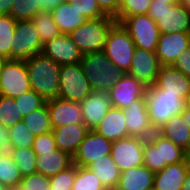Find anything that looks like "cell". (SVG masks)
<instances>
[{
    "label": "cell",
    "instance_id": "43",
    "mask_svg": "<svg viewBox=\"0 0 190 190\" xmlns=\"http://www.w3.org/2000/svg\"><path fill=\"white\" fill-rule=\"evenodd\" d=\"M20 184L24 190H51L49 177L38 172L23 176Z\"/></svg>",
    "mask_w": 190,
    "mask_h": 190
},
{
    "label": "cell",
    "instance_id": "26",
    "mask_svg": "<svg viewBox=\"0 0 190 190\" xmlns=\"http://www.w3.org/2000/svg\"><path fill=\"white\" fill-rule=\"evenodd\" d=\"M155 173L145 165L121 172L116 190H153Z\"/></svg>",
    "mask_w": 190,
    "mask_h": 190
},
{
    "label": "cell",
    "instance_id": "40",
    "mask_svg": "<svg viewBox=\"0 0 190 190\" xmlns=\"http://www.w3.org/2000/svg\"><path fill=\"white\" fill-rule=\"evenodd\" d=\"M14 99L18 105L19 112L22 114V117L26 116L34 110L39 109L46 103V100H44L32 89Z\"/></svg>",
    "mask_w": 190,
    "mask_h": 190
},
{
    "label": "cell",
    "instance_id": "2",
    "mask_svg": "<svg viewBox=\"0 0 190 190\" xmlns=\"http://www.w3.org/2000/svg\"><path fill=\"white\" fill-rule=\"evenodd\" d=\"M81 66L92 91L109 92L111 87L125 75L103 51L83 54Z\"/></svg>",
    "mask_w": 190,
    "mask_h": 190
},
{
    "label": "cell",
    "instance_id": "31",
    "mask_svg": "<svg viewBox=\"0 0 190 190\" xmlns=\"http://www.w3.org/2000/svg\"><path fill=\"white\" fill-rule=\"evenodd\" d=\"M22 179L20 170L14 162L9 150H0V184L10 187L19 184Z\"/></svg>",
    "mask_w": 190,
    "mask_h": 190
},
{
    "label": "cell",
    "instance_id": "22",
    "mask_svg": "<svg viewBox=\"0 0 190 190\" xmlns=\"http://www.w3.org/2000/svg\"><path fill=\"white\" fill-rule=\"evenodd\" d=\"M52 132L57 148L73 157L89 129L85 124H69L54 128Z\"/></svg>",
    "mask_w": 190,
    "mask_h": 190
},
{
    "label": "cell",
    "instance_id": "13",
    "mask_svg": "<svg viewBox=\"0 0 190 190\" xmlns=\"http://www.w3.org/2000/svg\"><path fill=\"white\" fill-rule=\"evenodd\" d=\"M113 141L106 139L94 130H89L73 156V164L79 167H87L94 160L111 153Z\"/></svg>",
    "mask_w": 190,
    "mask_h": 190
},
{
    "label": "cell",
    "instance_id": "8",
    "mask_svg": "<svg viewBox=\"0 0 190 190\" xmlns=\"http://www.w3.org/2000/svg\"><path fill=\"white\" fill-rule=\"evenodd\" d=\"M91 93L92 89L81 62L60 67L59 98L81 102Z\"/></svg>",
    "mask_w": 190,
    "mask_h": 190
},
{
    "label": "cell",
    "instance_id": "11",
    "mask_svg": "<svg viewBox=\"0 0 190 190\" xmlns=\"http://www.w3.org/2000/svg\"><path fill=\"white\" fill-rule=\"evenodd\" d=\"M30 89L26 62L7 59L0 74V95L16 98Z\"/></svg>",
    "mask_w": 190,
    "mask_h": 190
},
{
    "label": "cell",
    "instance_id": "34",
    "mask_svg": "<svg viewBox=\"0 0 190 190\" xmlns=\"http://www.w3.org/2000/svg\"><path fill=\"white\" fill-rule=\"evenodd\" d=\"M17 21L11 15L0 16V56L11 59V46L15 42L14 31Z\"/></svg>",
    "mask_w": 190,
    "mask_h": 190
},
{
    "label": "cell",
    "instance_id": "53",
    "mask_svg": "<svg viewBox=\"0 0 190 190\" xmlns=\"http://www.w3.org/2000/svg\"><path fill=\"white\" fill-rule=\"evenodd\" d=\"M185 162H186V165H187V171L190 174V151L186 152Z\"/></svg>",
    "mask_w": 190,
    "mask_h": 190
},
{
    "label": "cell",
    "instance_id": "35",
    "mask_svg": "<svg viewBox=\"0 0 190 190\" xmlns=\"http://www.w3.org/2000/svg\"><path fill=\"white\" fill-rule=\"evenodd\" d=\"M72 190H106V188L92 170L75 165V180Z\"/></svg>",
    "mask_w": 190,
    "mask_h": 190
},
{
    "label": "cell",
    "instance_id": "36",
    "mask_svg": "<svg viewBox=\"0 0 190 190\" xmlns=\"http://www.w3.org/2000/svg\"><path fill=\"white\" fill-rule=\"evenodd\" d=\"M8 131L10 141L9 148H32L36 136L28 129L22 120L8 128Z\"/></svg>",
    "mask_w": 190,
    "mask_h": 190
},
{
    "label": "cell",
    "instance_id": "48",
    "mask_svg": "<svg viewBox=\"0 0 190 190\" xmlns=\"http://www.w3.org/2000/svg\"><path fill=\"white\" fill-rule=\"evenodd\" d=\"M65 0H38L40 9L44 11H50L54 7L58 6Z\"/></svg>",
    "mask_w": 190,
    "mask_h": 190
},
{
    "label": "cell",
    "instance_id": "56",
    "mask_svg": "<svg viewBox=\"0 0 190 190\" xmlns=\"http://www.w3.org/2000/svg\"><path fill=\"white\" fill-rule=\"evenodd\" d=\"M6 61H7V59L5 57L0 56V74H1L2 68Z\"/></svg>",
    "mask_w": 190,
    "mask_h": 190
},
{
    "label": "cell",
    "instance_id": "10",
    "mask_svg": "<svg viewBox=\"0 0 190 190\" xmlns=\"http://www.w3.org/2000/svg\"><path fill=\"white\" fill-rule=\"evenodd\" d=\"M14 38L11 60L26 61L42 52L43 44L32 20L17 21Z\"/></svg>",
    "mask_w": 190,
    "mask_h": 190
},
{
    "label": "cell",
    "instance_id": "25",
    "mask_svg": "<svg viewBox=\"0 0 190 190\" xmlns=\"http://www.w3.org/2000/svg\"><path fill=\"white\" fill-rule=\"evenodd\" d=\"M94 131L111 141L128 137L122 109L110 108Z\"/></svg>",
    "mask_w": 190,
    "mask_h": 190
},
{
    "label": "cell",
    "instance_id": "16",
    "mask_svg": "<svg viewBox=\"0 0 190 190\" xmlns=\"http://www.w3.org/2000/svg\"><path fill=\"white\" fill-rule=\"evenodd\" d=\"M41 53L61 66L79 63L83 55L69 34H60L43 44Z\"/></svg>",
    "mask_w": 190,
    "mask_h": 190
},
{
    "label": "cell",
    "instance_id": "21",
    "mask_svg": "<svg viewBox=\"0 0 190 190\" xmlns=\"http://www.w3.org/2000/svg\"><path fill=\"white\" fill-rule=\"evenodd\" d=\"M154 85L166 93L177 94L183 100L190 94V77L173 66H161Z\"/></svg>",
    "mask_w": 190,
    "mask_h": 190
},
{
    "label": "cell",
    "instance_id": "28",
    "mask_svg": "<svg viewBox=\"0 0 190 190\" xmlns=\"http://www.w3.org/2000/svg\"><path fill=\"white\" fill-rule=\"evenodd\" d=\"M157 132L186 152L190 151V128L181 113L173 115Z\"/></svg>",
    "mask_w": 190,
    "mask_h": 190
},
{
    "label": "cell",
    "instance_id": "54",
    "mask_svg": "<svg viewBox=\"0 0 190 190\" xmlns=\"http://www.w3.org/2000/svg\"><path fill=\"white\" fill-rule=\"evenodd\" d=\"M184 109H187L190 111V94L184 100Z\"/></svg>",
    "mask_w": 190,
    "mask_h": 190
},
{
    "label": "cell",
    "instance_id": "4",
    "mask_svg": "<svg viewBox=\"0 0 190 190\" xmlns=\"http://www.w3.org/2000/svg\"><path fill=\"white\" fill-rule=\"evenodd\" d=\"M116 23L111 16L88 19L69 35L82 54L101 52L110 28Z\"/></svg>",
    "mask_w": 190,
    "mask_h": 190
},
{
    "label": "cell",
    "instance_id": "5",
    "mask_svg": "<svg viewBox=\"0 0 190 190\" xmlns=\"http://www.w3.org/2000/svg\"><path fill=\"white\" fill-rule=\"evenodd\" d=\"M146 106L150 123L157 131L173 115L180 114L184 109V100L177 94L166 93L155 85L146 89Z\"/></svg>",
    "mask_w": 190,
    "mask_h": 190
},
{
    "label": "cell",
    "instance_id": "30",
    "mask_svg": "<svg viewBox=\"0 0 190 190\" xmlns=\"http://www.w3.org/2000/svg\"><path fill=\"white\" fill-rule=\"evenodd\" d=\"M22 121L35 136H40L53 130L47 102L39 109L24 116Z\"/></svg>",
    "mask_w": 190,
    "mask_h": 190
},
{
    "label": "cell",
    "instance_id": "27",
    "mask_svg": "<svg viewBox=\"0 0 190 190\" xmlns=\"http://www.w3.org/2000/svg\"><path fill=\"white\" fill-rule=\"evenodd\" d=\"M50 12L61 34H70L88 20L77 9L73 8L67 0L51 9Z\"/></svg>",
    "mask_w": 190,
    "mask_h": 190
},
{
    "label": "cell",
    "instance_id": "46",
    "mask_svg": "<svg viewBox=\"0 0 190 190\" xmlns=\"http://www.w3.org/2000/svg\"><path fill=\"white\" fill-rule=\"evenodd\" d=\"M101 10L107 15L115 18L118 14L120 5L118 0H97Z\"/></svg>",
    "mask_w": 190,
    "mask_h": 190
},
{
    "label": "cell",
    "instance_id": "33",
    "mask_svg": "<svg viewBox=\"0 0 190 190\" xmlns=\"http://www.w3.org/2000/svg\"><path fill=\"white\" fill-rule=\"evenodd\" d=\"M8 150L17 164L22 177L37 172V154L32 148H9Z\"/></svg>",
    "mask_w": 190,
    "mask_h": 190
},
{
    "label": "cell",
    "instance_id": "20",
    "mask_svg": "<svg viewBox=\"0 0 190 190\" xmlns=\"http://www.w3.org/2000/svg\"><path fill=\"white\" fill-rule=\"evenodd\" d=\"M83 122L89 130H94L107 111L113 107L109 92L92 91L80 102Z\"/></svg>",
    "mask_w": 190,
    "mask_h": 190
},
{
    "label": "cell",
    "instance_id": "51",
    "mask_svg": "<svg viewBox=\"0 0 190 190\" xmlns=\"http://www.w3.org/2000/svg\"><path fill=\"white\" fill-rule=\"evenodd\" d=\"M181 190H190V174L188 173L183 184Z\"/></svg>",
    "mask_w": 190,
    "mask_h": 190
},
{
    "label": "cell",
    "instance_id": "7",
    "mask_svg": "<svg viewBox=\"0 0 190 190\" xmlns=\"http://www.w3.org/2000/svg\"><path fill=\"white\" fill-rule=\"evenodd\" d=\"M135 48L136 46L129 32L121 23L116 22L107 34L102 51L119 70L128 73Z\"/></svg>",
    "mask_w": 190,
    "mask_h": 190
},
{
    "label": "cell",
    "instance_id": "19",
    "mask_svg": "<svg viewBox=\"0 0 190 190\" xmlns=\"http://www.w3.org/2000/svg\"><path fill=\"white\" fill-rule=\"evenodd\" d=\"M189 46L190 33H162L155 53L162 66H172L177 57Z\"/></svg>",
    "mask_w": 190,
    "mask_h": 190
},
{
    "label": "cell",
    "instance_id": "18",
    "mask_svg": "<svg viewBox=\"0 0 190 190\" xmlns=\"http://www.w3.org/2000/svg\"><path fill=\"white\" fill-rule=\"evenodd\" d=\"M46 102L52 129L69 124H84L80 102L59 97Z\"/></svg>",
    "mask_w": 190,
    "mask_h": 190
},
{
    "label": "cell",
    "instance_id": "14",
    "mask_svg": "<svg viewBox=\"0 0 190 190\" xmlns=\"http://www.w3.org/2000/svg\"><path fill=\"white\" fill-rule=\"evenodd\" d=\"M125 116L128 136L148 139L154 132L146 106V98L133 101L122 109Z\"/></svg>",
    "mask_w": 190,
    "mask_h": 190
},
{
    "label": "cell",
    "instance_id": "38",
    "mask_svg": "<svg viewBox=\"0 0 190 190\" xmlns=\"http://www.w3.org/2000/svg\"><path fill=\"white\" fill-rule=\"evenodd\" d=\"M42 11L38 0H14L10 15L15 21L31 20Z\"/></svg>",
    "mask_w": 190,
    "mask_h": 190
},
{
    "label": "cell",
    "instance_id": "3",
    "mask_svg": "<svg viewBox=\"0 0 190 190\" xmlns=\"http://www.w3.org/2000/svg\"><path fill=\"white\" fill-rule=\"evenodd\" d=\"M186 151L155 131L144 139L143 165L156 173L166 165L185 160Z\"/></svg>",
    "mask_w": 190,
    "mask_h": 190
},
{
    "label": "cell",
    "instance_id": "45",
    "mask_svg": "<svg viewBox=\"0 0 190 190\" xmlns=\"http://www.w3.org/2000/svg\"><path fill=\"white\" fill-rule=\"evenodd\" d=\"M172 66L190 77V46L177 57Z\"/></svg>",
    "mask_w": 190,
    "mask_h": 190
},
{
    "label": "cell",
    "instance_id": "57",
    "mask_svg": "<svg viewBox=\"0 0 190 190\" xmlns=\"http://www.w3.org/2000/svg\"><path fill=\"white\" fill-rule=\"evenodd\" d=\"M157 1L164 3H179V0H157Z\"/></svg>",
    "mask_w": 190,
    "mask_h": 190
},
{
    "label": "cell",
    "instance_id": "37",
    "mask_svg": "<svg viewBox=\"0 0 190 190\" xmlns=\"http://www.w3.org/2000/svg\"><path fill=\"white\" fill-rule=\"evenodd\" d=\"M22 114L14 98L0 95V123L3 128H10L22 120Z\"/></svg>",
    "mask_w": 190,
    "mask_h": 190
},
{
    "label": "cell",
    "instance_id": "41",
    "mask_svg": "<svg viewBox=\"0 0 190 190\" xmlns=\"http://www.w3.org/2000/svg\"><path fill=\"white\" fill-rule=\"evenodd\" d=\"M75 180V164L49 177L51 190H72Z\"/></svg>",
    "mask_w": 190,
    "mask_h": 190
},
{
    "label": "cell",
    "instance_id": "12",
    "mask_svg": "<svg viewBox=\"0 0 190 190\" xmlns=\"http://www.w3.org/2000/svg\"><path fill=\"white\" fill-rule=\"evenodd\" d=\"M144 139L128 136L113 141L111 157L120 172L143 165Z\"/></svg>",
    "mask_w": 190,
    "mask_h": 190
},
{
    "label": "cell",
    "instance_id": "23",
    "mask_svg": "<svg viewBox=\"0 0 190 190\" xmlns=\"http://www.w3.org/2000/svg\"><path fill=\"white\" fill-rule=\"evenodd\" d=\"M188 174L185 160L166 165L154 175L153 190H181Z\"/></svg>",
    "mask_w": 190,
    "mask_h": 190
},
{
    "label": "cell",
    "instance_id": "32",
    "mask_svg": "<svg viewBox=\"0 0 190 190\" xmlns=\"http://www.w3.org/2000/svg\"><path fill=\"white\" fill-rule=\"evenodd\" d=\"M31 20L36 26L42 44L61 34L50 11H39Z\"/></svg>",
    "mask_w": 190,
    "mask_h": 190
},
{
    "label": "cell",
    "instance_id": "1",
    "mask_svg": "<svg viewBox=\"0 0 190 190\" xmlns=\"http://www.w3.org/2000/svg\"><path fill=\"white\" fill-rule=\"evenodd\" d=\"M25 62L31 89L46 101L57 98L60 88L61 65L42 53Z\"/></svg>",
    "mask_w": 190,
    "mask_h": 190
},
{
    "label": "cell",
    "instance_id": "52",
    "mask_svg": "<svg viewBox=\"0 0 190 190\" xmlns=\"http://www.w3.org/2000/svg\"><path fill=\"white\" fill-rule=\"evenodd\" d=\"M179 3L190 13V0H179Z\"/></svg>",
    "mask_w": 190,
    "mask_h": 190
},
{
    "label": "cell",
    "instance_id": "42",
    "mask_svg": "<svg viewBox=\"0 0 190 190\" xmlns=\"http://www.w3.org/2000/svg\"><path fill=\"white\" fill-rule=\"evenodd\" d=\"M68 3L87 19H97L107 15L101 10L97 0H67Z\"/></svg>",
    "mask_w": 190,
    "mask_h": 190
},
{
    "label": "cell",
    "instance_id": "39",
    "mask_svg": "<svg viewBox=\"0 0 190 190\" xmlns=\"http://www.w3.org/2000/svg\"><path fill=\"white\" fill-rule=\"evenodd\" d=\"M151 2L152 0H125L120 4L115 21L121 23L126 17L148 14Z\"/></svg>",
    "mask_w": 190,
    "mask_h": 190
},
{
    "label": "cell",
    "instance_id": "58",
    "mask_svg": "<svg viewBox=\"0 0 190 190\" xmlns=\"http://www.w3.org/2000/svg\"><path fill=\"white\" fill-rule=\"evenodd\" d=\"M0 190H8V187H5L2 184H0Z\"/></svg>",
    "mask_w": 190,
    "mask_h": 190
},
{
    "label": "cell",
    "instance_id": "59",
    "mask_svg": "<svg viewBox=\"0 0 190 190\" xmlns=\"http://www.w3.org/2000/svg\"><path fill=\"white\" fill-rule=\"evenodd\" d=\"M125 0H118V4L120 5L121 3H123Z\"/></svg>",
    "mask_w": 190,
    "mask_h": 190
},
{
    "label": "cell",
    "instance_id": "24",
    "mask_svg": "<svg viewBox=\"0 0 190 190\" xmlns=\"http://www.w3.org/2000/svg\"><path fill=\"white\" fill-rule=\"evenodd\" d=\"M35 153L37 172L44 176H54L73 164V157L58 148L52 152Z\"/></svg>",
    "mask_w": 190,
    "mask_h": 190
},
{
    "label": "cell",
    "instance_id": "6",
    "mask_svg": "<svg viewBox=\"0 0 190 190\" xmlns=\"http://www.w3.org/2000/svg\"><path fill=\"white\" fill-rule=\"evenodd\" d=\"M148 16L162 33H190V13L180 3L152 0Z\"/></svg>",
    "mask_w": 190,
    "mask_h": 190
},
{
    "label": "cell",
    "instance_id": "9",
    "mask_svg": "<svg viewBox=\"0 0 190 190\" xmlns=\"http://www.w3.org/2000/svg\"><path fill=\"white\" fill-rule=\"evenodd\" d=\"M121 25L129 32L136 47L156 51L160 31L148 14L126 17Z\"/></svg>",
    "mask_w": 190,
    "mask_h": 190
},
{
    "label": "cell",
    "instance_id": "55",
    "mask_svg": "<svg viewBox=\"0 0 190 190\" xmlns=\"http://www.w3.org/2000/svg\"><path fill=\"white\" fill-rule=\"evenodd\" d=\"M8 190H24V188H23L22 185L19 183V184H16V185H13V186L8 187Z\"/></svg>",
    "mask_w": 190,
    "mask_h": 190
},
{
    "label": "cell",
    "instance_id": "29",
    "mask_svg": "<svg viewBox=\"0 0 190 190\" xmlns=\"http://www.w3.org/2000/svg\"><path fill=\"white\" fill-rule=\"evenodd\" d=\"M87 168L95 173L106 190H116L119 184L121 172L114 163L111 155L102 156L99 160H94L87 166Z\"/></svg>",
    "mask_w": 190,
    "mask_h": 190
},
{
    "label": "cell",
    "instance_id": "47",
    "mask_svg": "<svg viewBox=\"0 0 190 190\" xmlns=\"http://www.w3.org/2000/svg\"><path fill=\"white\" fill-rule=\"evenodd\" d=\"M9 131L6 128H3L0 123V150L9 149Z\"/></svg>",
    "mask_w": 190,
    "mask_h": 190
},
{
    "label": "cell",
    "instance_id": "49",
    "mask_svg": "<svg viewBox=\"0 0 190 190\" xmlns=\"http://www.w3.org/2000/svg\"><path fill=\"white\" fill-rule=\"evenodd\" d=\"M13 1L14 0H0V16L10 15Z\"/></svg>",
    "mask_w": 190,
    "mask_h": 190
},
{
    "label": "cell",
    "instance_id": "17",
    "mask_svg": "<svg viewBox=\"0 0 190 190\" xmlns=\"http://www.w3.org/2000/svg\"><path fill=\"white\" fill-rule=\"evenodd\" d=\"M146 89L141 81L125 73L109 91L113 107L123 109L135 100L146 98Z\"/></svg>",
    "mask_w": 190,
    "mask_h": 190
},
{
    "label": "cell",
    "instance_id": "44",
    "mask_svg": "<svg viewBox=\"0 0 190 190\" xmlns=\"http://www.w3.org/2000/svg\"><path fill=\"white\" fill-rule=\"evenodd\" d=\"M32 149L34 152H52L57 149L53 132L36 136Z\"/></svg>",
    "mask_w": 190,
    "mask_h": 190
},
{
    "label": "cell",
    "instance_id": "50",
    "mask_svg": "<svg viewBox=\"0 0 190 190\" xmlns=\"http://www.w3.org/2000/svg\"><path fill=\"white\" fill-rule=\"evenodd\" d=\"M181 115L185 122H187L188 127L190 128V111L187 109H183Z\"/></svg>",
    "mask_w": 190,
    "mask_h": 190
},
{
    "label": "cell",
    "instance_id": "15",
    "mask_svg": "<svg viewBox=\"0 0 190 190\" xmlns=\"http://www.w3.org/2000/svg\"><path fill=\"white\" fill-rule=\"evenodd\" d=\"M161 66L155 52L136 47L127 74L149 87L154 85Z\"/></svg>",
    "mask_w": 190,
    "mask_h": 190
}]
</instances>
